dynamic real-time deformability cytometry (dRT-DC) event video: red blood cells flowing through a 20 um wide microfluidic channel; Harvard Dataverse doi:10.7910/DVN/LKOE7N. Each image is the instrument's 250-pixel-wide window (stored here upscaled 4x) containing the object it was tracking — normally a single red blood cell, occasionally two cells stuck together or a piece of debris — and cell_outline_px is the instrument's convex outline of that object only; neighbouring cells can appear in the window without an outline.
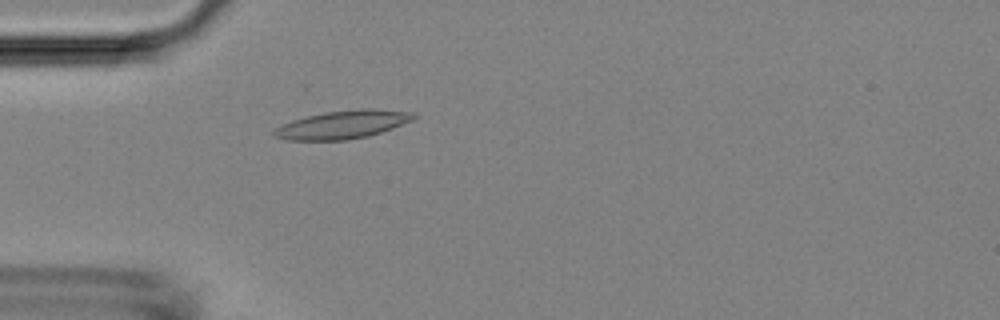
{"species": "Egyptian fruit bat (a non-hibernating species)", "species_latin": "Rousettus aegyptiacus", "temperature_condition": "room temperature", "stored_images_in_passage": 3, "camera_frame_rate_fps": 3000, "um_per_image_px": 0.085, "animal": {"sex": "female"}, "frame": {"image": 1, "passage_image": 3, "time_ms": 2.333, "image_size_px": [1000, 320], "cell_outline_px": [[420, 116], [416, 120], [368, 136], [348, 140], [288, 140], [276, 136], [272, 132], [280, 124], [292, 120], [324, 112], [360, 108], [368, 108], [416, 112]], "centroid_in_image_um": [29.21, 10.57], "position_along_channel_um": 55.8, "area_um2": 23.18}}